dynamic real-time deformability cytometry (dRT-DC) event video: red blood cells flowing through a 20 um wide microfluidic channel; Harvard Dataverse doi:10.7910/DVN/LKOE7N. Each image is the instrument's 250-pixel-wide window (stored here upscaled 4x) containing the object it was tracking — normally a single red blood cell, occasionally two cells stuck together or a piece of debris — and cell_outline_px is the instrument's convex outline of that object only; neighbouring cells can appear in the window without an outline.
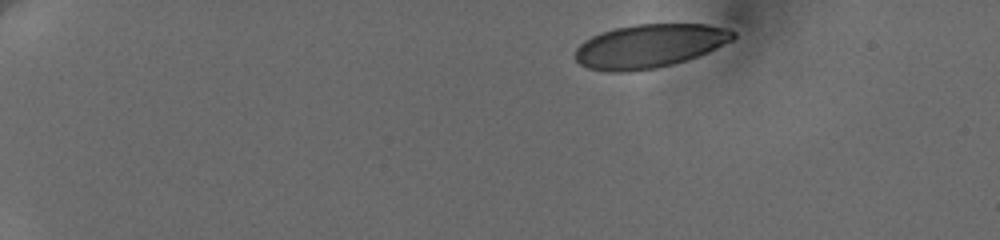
{"species": "human", "species_latin": "Homo sapiens", "temperature_condition": "cold", "stored_images_in_passage": 6, "camera_frame_rate_fps": 3000, "um_per_image_px": 0.085, "donor": {"sex": "female"}, "frame": {"image": 1, "passage_image": 1, "time_ms": 0.0, "image_size_px": [1000, 240], "cell_outline_px": [[736, 36], [732, 40], [708, 52], [672, 64], [656, 68], [628, 72], [608, 72], [588, 68], [580, 64], [576, 60], [576, 48], [584, 40], [600, 32], [616, 28], [636, 24], [708, 24], [724, 28], [736, 32]], "centroid_in_image_um": [55.18, 3.91], "position_along_channel_um": 29.8, "area_um2": 40.06}}
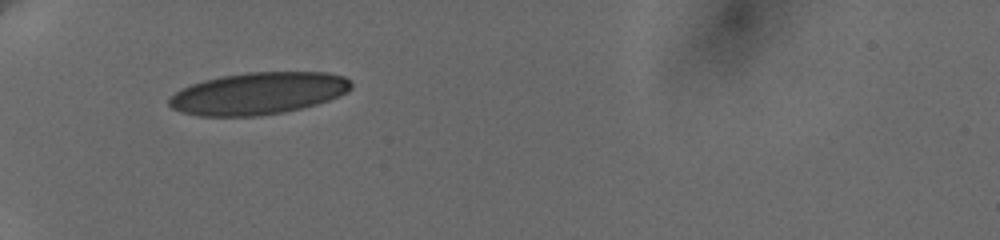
{"frame": {"image": 2, "passage_image": 5, "time_ms": 3.667, "image_size_px": [1000, 240], "cell_outline_px": [[352, 88], [328, 100], [316, 104], [284, 112], [256, 116], [200, 116], [180, 112], [172, 108], [168, 104], [168, 96], [180, 88], [204, 80], [220, 76], [248, 72], [328, 72], [344, 76], [352, 84]], "centroid_in_image_um": [21.89, 7.93], "position_along_channel_um": 63.1, "area_um2": 44.68}}